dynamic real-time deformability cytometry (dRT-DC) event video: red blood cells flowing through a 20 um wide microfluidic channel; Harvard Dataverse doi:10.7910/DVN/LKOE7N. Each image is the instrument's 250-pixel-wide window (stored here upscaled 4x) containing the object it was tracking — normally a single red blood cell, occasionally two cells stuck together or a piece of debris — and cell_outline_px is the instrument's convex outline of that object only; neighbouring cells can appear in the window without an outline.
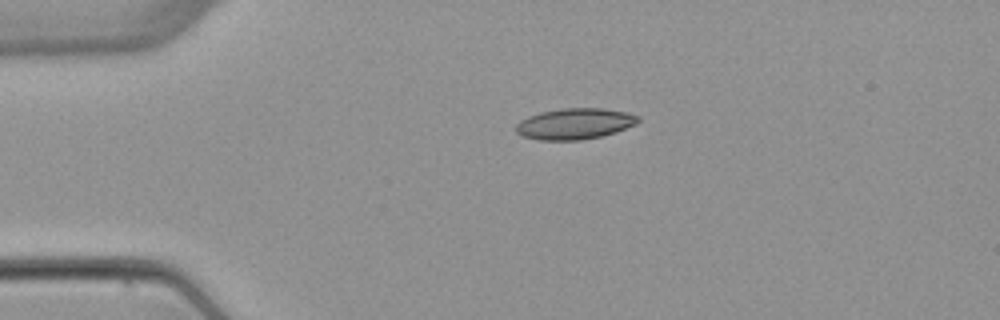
{"species": "common noctule bat (a hibernating species)", "species_latin": "Nyctalus noctula", "temperature_condition": "warm", "stored_images_in_passage": 3, "camera_frame_rate_fps": 3000, "um_per_image_px": 0.085, "animal": {"sex": "female", "body_mass_g": 22.7, "forearm_length_mm": 54.2}, "frame": {"image": 1, "passage_image": 2, "time_ms": 2.0, "image_size_px": [1000, 320], "cell_outline_px": [[640, 120], [636, 124], [616, 132], [600, 136], [580, 140], [540, 140], [524, 136], [516, 132], [516, 124], [520, 120], [528, 116], [540, 112], [560, 108], [604, 108], [628, 112], [640, 116]], "centroid_in_image_um": [48.87, 10.51], "position_along_channel_um": 36.1, "area_um2": 22.2}}